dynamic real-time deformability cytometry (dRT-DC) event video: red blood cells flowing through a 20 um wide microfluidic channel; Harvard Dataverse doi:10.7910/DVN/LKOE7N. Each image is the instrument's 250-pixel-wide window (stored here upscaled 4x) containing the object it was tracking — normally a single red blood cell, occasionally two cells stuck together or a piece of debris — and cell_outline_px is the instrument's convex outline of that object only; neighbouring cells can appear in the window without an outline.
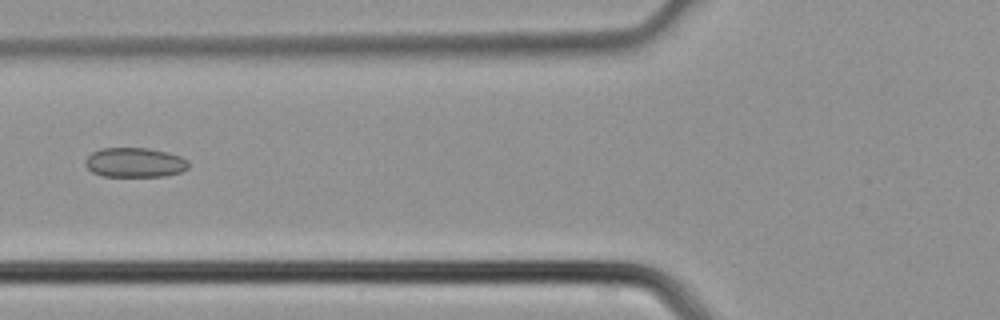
{"species": "common noctule bat (a hibernating species)", "species_latin": "Nyctalus noctula", "temperature_condition": "cold", "stored_images_in_passage": 5, "camera_frame_rate_fps": 3000, "um_per_image_px": 0.085, "animal": {"sex": "male", "body_mass_g": 21.5, "forearm_length_mm": 52.0}, "frame": {"image": 1, "passage_image": 5, "time_ms": 1.333, "image_size_px": [1000, 320], "cell_outline_px": [[188, 168], [180, 172], [168, 176], [104, 176], [92, 172], [84, 164], [84, 160], [92, 152], [100, 148], [148, 148], [168, 152], [180, 156], [188, 160]], "centroid_in_image_um": [11.45, 13.81], "position_along_channel_um": 114.3, "area_um2": 17.92}}